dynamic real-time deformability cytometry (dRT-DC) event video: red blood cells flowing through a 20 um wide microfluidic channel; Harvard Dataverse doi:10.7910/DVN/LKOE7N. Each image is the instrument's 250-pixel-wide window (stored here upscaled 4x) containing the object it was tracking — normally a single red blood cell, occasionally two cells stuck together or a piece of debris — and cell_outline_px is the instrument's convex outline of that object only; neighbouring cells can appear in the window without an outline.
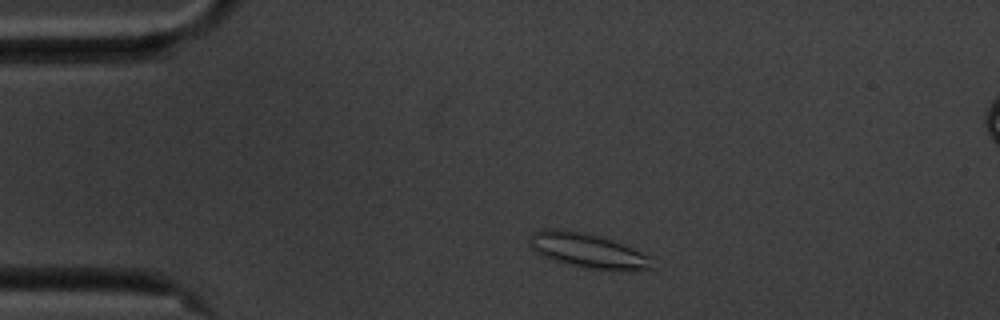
{"species": "common noctule bat (a hibernating species)", "species_latin": "Nyctalus noctula", "temperature_condition": "cold", "stored_images_in_passage": 47, "camera_frame_rate_fps": 3000, "um_per_image_px": 0.085, "animal": {"sex": "male", "body_mass_g": 20.1, "forearm_length_mm": 53.5}, "frame": {"image": 1, "passage_image": 1, "time_ms": 0.0, "image_size_px": [1000, 320], "cell_outline_px": [[656, 268], [636, 272], [620, 272], [580, 268], [540, 256], [528, 244], [528, 236], [532, 232], [544, 228], [556, 228], [580, 232], [612, 240], [624, 244], [652, 256]], "centroid_in_image_um": [50.02, 21.35], "position_along_channel_um": 35.0, "area_um2": 25.84}}
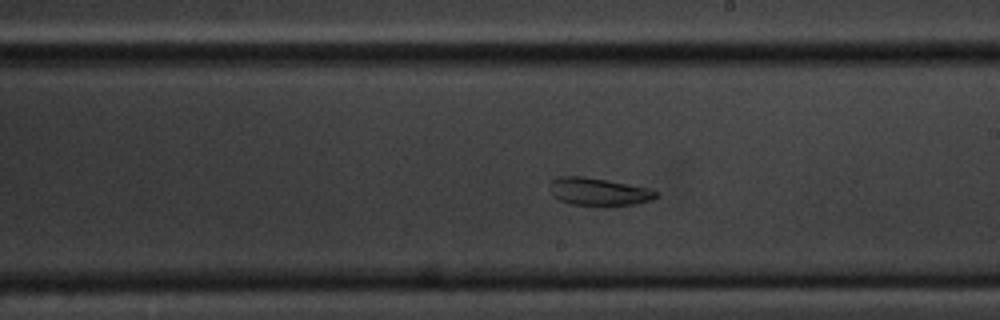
{"frame": {"image": 2, "passage_image": 22, "time_ms": 7.0, "image_size_px": [1000, 320], "cell_outline_px": [[660, 192], [652, 200], [636, 204], [604, 208], [596, 208], [572, 204], [560, 200], [552, 196], [548, 184], [556, 176], [584, 176], [652, 188]], "centroid_in_image_um": [50.9, 16.33], "position_along_channel_um": 238.1, "area_um2": 18.09}}
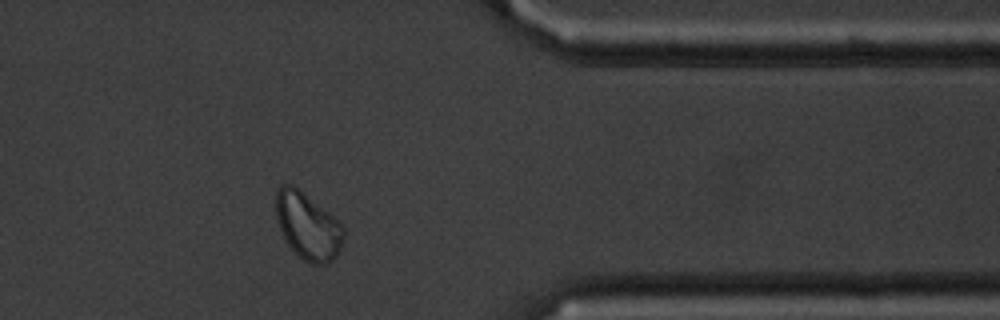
{"frame": {"image": 3, "passage_image": 36, "time_ms": 11.667, "image_size_px": [1000, 320], "cell_outline_px": [[344, 240], [336, 256], [328, 264], [312, 264], [304, 260], [288, 244], [276, 220], [276, 188], [280, 184], [292, 184], [344, 224]], "centroid_in_image_um": [26.17, 19.2], "position_along_channel_um": 385.2, "area_um2": 26.3}, "authors_computed_cell_mechanics": {"area_um2": 20.7502, "velocity_mm_per_s": 3.467, "shape_relaxation_time_tau1_ms": null, "shape_relaxation_time_tau2_ms": 2.7892, "deformation_change_tau1": null, "deformation_change_tau2": 0.083}}